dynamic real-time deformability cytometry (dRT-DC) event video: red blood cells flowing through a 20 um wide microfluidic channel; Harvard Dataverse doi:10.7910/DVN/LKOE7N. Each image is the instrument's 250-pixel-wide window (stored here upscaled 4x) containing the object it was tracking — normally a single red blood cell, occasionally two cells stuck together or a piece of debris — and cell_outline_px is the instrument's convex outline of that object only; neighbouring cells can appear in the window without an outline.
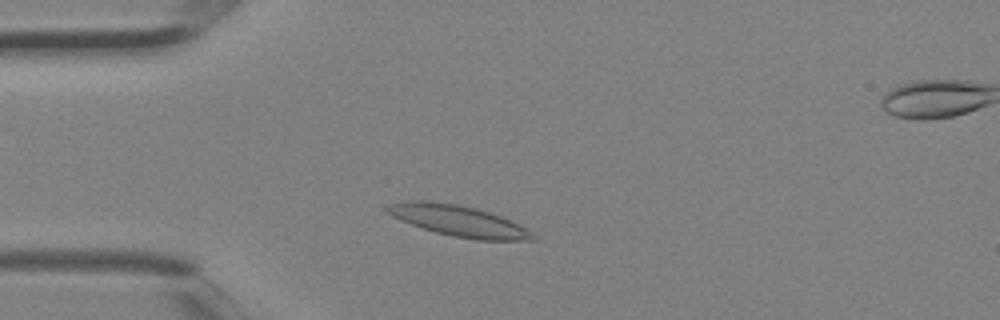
{"species": "Egyptian fruit bat (a non-hibernating species)", "species_latin": "Rousettus aegyptiacus", "temperature_condition": "room temperature", "stored_images_in_passage": 3, "camera_frame_rate_fps": 3000, "um_per_image_px": 0.085, "animal": {"sex": "female"}, "frame": {"image": 1, "passage_image": 2, "time_ms": 0.333, "image_size_px": [1000, 320], "cell_outline_px": [[540, 240], [476, 240], [452, 236], [436, 232], [400, 220], [392, 216], [384, 208], [392, 204], [412, 200], [420, 200], [456, 204], [476, 208], [500, 216], [532, 232]], "centroid_in_image_um": [38.99, 18.78], "position_along_channel_um": 46.0, "area_um2": 25.78}}